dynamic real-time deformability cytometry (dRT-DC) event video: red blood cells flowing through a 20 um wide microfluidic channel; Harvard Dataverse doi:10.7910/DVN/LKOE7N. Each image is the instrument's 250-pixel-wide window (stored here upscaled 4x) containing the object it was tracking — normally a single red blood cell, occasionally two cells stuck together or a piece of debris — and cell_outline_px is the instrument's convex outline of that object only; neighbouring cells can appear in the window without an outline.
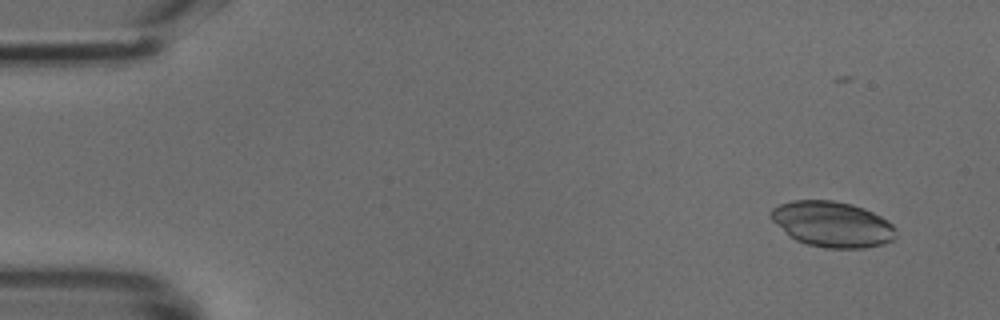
{"species": "common noctule bat (a hibernating species)", "species_latin": "Nyctalus noctula", "temperature_condition": "cold", "stored_images_in_passage": 50, "camera_frame_rate_fps": 3000, "um_per_image_px": 0.085, "animal": {"sex": "male", "body_mass_g": 18.8}, "frame": {"image": 1, "passage_image": 4, "time_ms": 1.0, "image_size_px": [1000, 320], "cell_outline_px": [[896, 236], [892, 240], [884, 244], [864, 248], [824, 248], [808, 244], [796, 240], [788, 236], [768, 216], [768, 212], [772, 208], [780, 204], [792, 200], [832, 200], [852, 204], [864, 208], [888, 220], [896, 228]], "centroid_in_image_um": [70.73, 19.05], "position_along_channel_um": 14.3, "area_um2": 33.52}}
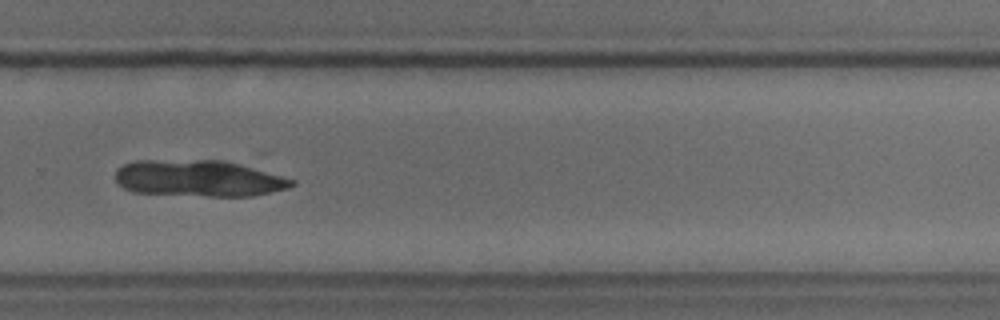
{"frame": {"image": 2, "passage_image": 34, "time_ms": 11.0, "image_size_px": [1000, 320], "cell_outline_px": [[296, 184], [288, 188], [252, 196], [208, 196], [132, 192], [116, 184], [116, 168], [124, 164], [136, 160], [224, 160], [296, 180]], "centroid_in_image_um": [16.85, 15.16], "position_along_channel_um": 313.0, "area_um2": 37.45}}
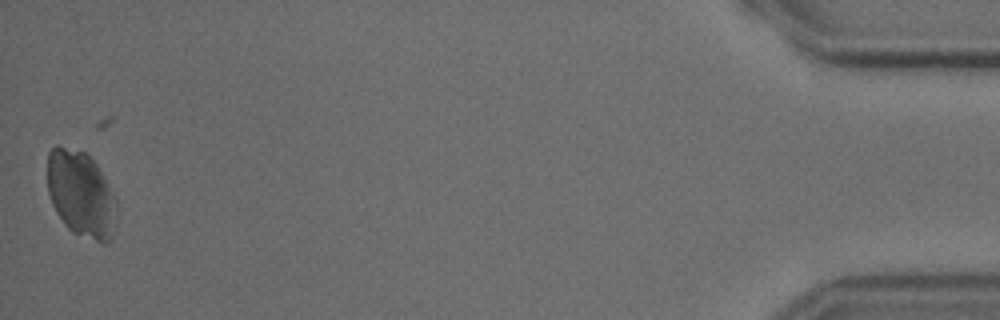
{"frame": {"image": 3, "passage_image": 49, "time_ms": 16.0, "image_size_px": [1000, 320], "cell_outline_px": [[116, 216], [112, 240], [108, 244], [104, 244], [72, 232], [64, 224], [56, 212], [52, 204], [48, 192], [48, 152], [56, 144], [84, 152], [96, 164], [116, 196]], "centroid_in_image_um": [6.9, 16.52], "position_along_channel_um": 428.3, "area_um2": 34.97}}